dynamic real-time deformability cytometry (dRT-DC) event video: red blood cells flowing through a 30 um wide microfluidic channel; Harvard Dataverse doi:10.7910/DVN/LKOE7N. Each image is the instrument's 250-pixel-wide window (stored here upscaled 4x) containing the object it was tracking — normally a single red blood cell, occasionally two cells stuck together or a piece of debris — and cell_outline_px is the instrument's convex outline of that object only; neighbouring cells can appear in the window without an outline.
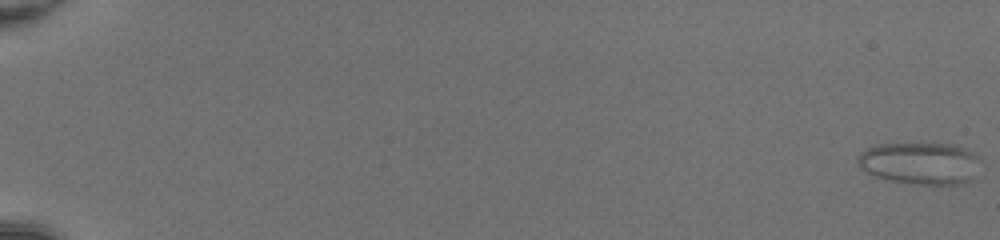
{"species": "common noctule bat (a hibernating species)", "species_latin": "Nyctalus noctula", "temperature_condition": "room temperature", "stored_images_in_passage": 52, "camera_frame_rate_fps": 3000, "um_per_image_px": 0.085, "animal": {"sex": "female", "body_mass_g": 20.0, "forearm_length_mm": 54.0}, "frame": {"image": 1, "passage_image": 1, "time_ms": 0.0, "image_size_px": [1000, 240], "cell_outline_px": [[980, 160], [972, 180], [964, 184], [908, 184], [888, 180], [872, 176], [864, 172], [860, 168], [856, 160], [860, 152], [876, 144], [952, 144], [976, 152]], "centroid_in_image_um": [78.19, 13.89], "position_along_channel_um": 6.8, "area_um2": 30.52}}
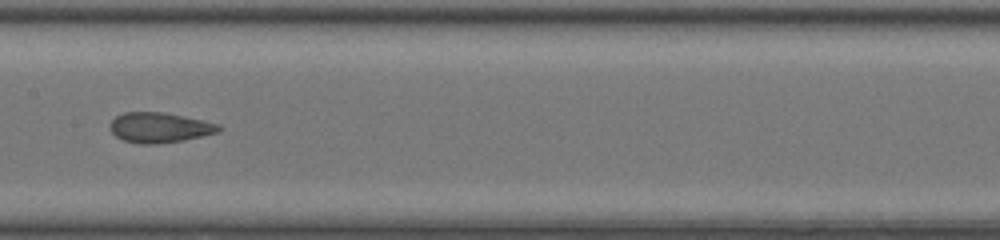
{"frame": {"image": 2, "passage_image": 30, "time_ms": 9.667, "image_size_px": [1000, 240], "cell_outline_px": [[220, 132], [184, 140], [156, 144], [140, 144], [124, 140], [116, 136], [108, 128], [108, 124], [116, 116], [124, 112], [164, 112], [184, 116], [220, 124]], "centroid_in_image_um": [13.54, 10.84], "position_along_channel_um": 193.9, "area_um2": 19.19}}
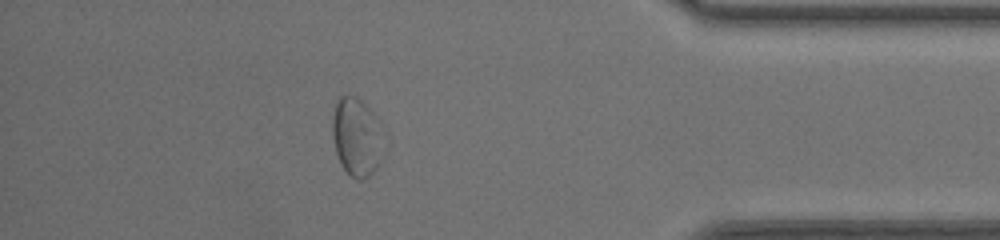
{"frame": {"image": 3, "passage_image": 47, "time_ms": 15.333, "image_size_px": [1000, 240], "cell_outline_px": [[388, 136], [380, 164], [364, 180], [356, 180], [340, 164], [336, 152], [332, 136], [332, 116], [336, 100], [340, 96], [356, 96], [372, 112], [388, 132]], "centroid_in_image_um": [30.39, 11.65], "position_along_channel_um": 404.8, "area_um2": 24.39}}